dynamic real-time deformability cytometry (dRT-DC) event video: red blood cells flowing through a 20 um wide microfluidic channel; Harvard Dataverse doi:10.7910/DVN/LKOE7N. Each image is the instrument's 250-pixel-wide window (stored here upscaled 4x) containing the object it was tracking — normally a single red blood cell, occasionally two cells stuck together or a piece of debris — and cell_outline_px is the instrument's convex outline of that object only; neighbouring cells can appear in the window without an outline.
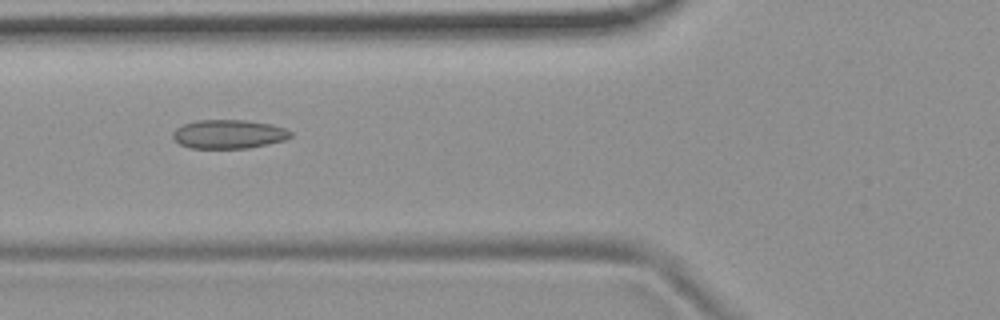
{"species": "common noctule bat (a hibernating species)", "species_latin": "Nyctalus noctula", "temperature_condition": "room temperature", "stored_images_in_passage": 9, "camera_frame_rate_fps": 3000, "um_per_image_px": 0.085, "animal": {"sex": "female", "body_mass_g": 19.9}, "frame": {"image": 1, "passage_image": 7, "time_ms": 2.0, "image_size_px": [1000, 320], "cell_outline_px": [[292, 136], [284, 140], [268, 144], [248, 148], [192, 148], [180, 144], [172, 136], [172, 132], [176, 128], [184, 124], [196, 120], [244, 120], [272, 124], [284, 128], [292, 132]], "centroid_in_image_um": [19.44, 11.4], "position_along_channel_um": 106.4, "area_um2": 19.77}}
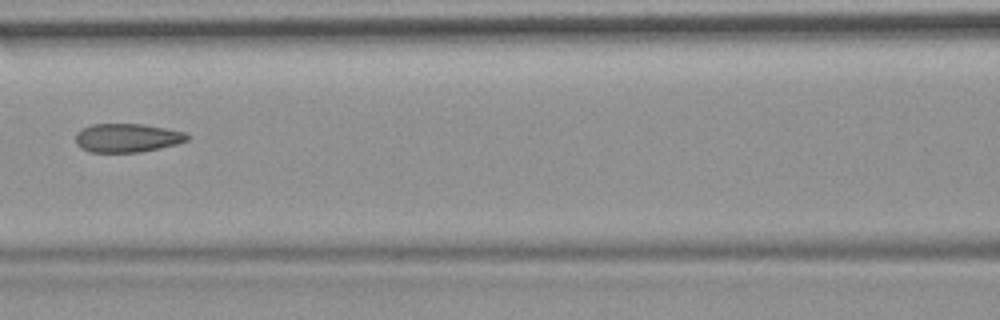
{"frame": {"image": 2, "passage_image": 8, "time_ms": 2.333, "image_size_px": [1000, 320], "cell_outline_px": [[188, 140], [176, 144], [160, 148], [140, 152], [88, 152], [80, 148], [76, 144], [76, 132], [92, 124], [140, 124], [164, 128], [184, 132], [188, 136]], "centroid_in_image_um": [10.77, 11.73], "position_along_channel_um": 155.8, "area_um2": 18.55}}